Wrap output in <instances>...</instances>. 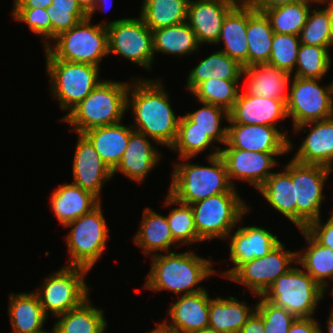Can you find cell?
I'll return each instance as SVG.
<instances>
[{
    "label": "cell",
    "mask_w": 333,
    "mask_h": 333,
    "mask_svg": "<svg viewBox=\"0 0 333 333\" xmlns=\"http://www.w3.org/2000/svg\"><path fill=\"white\" fill-rule=\"evenodd\" d=\"M132 80L127 91V110L132 109L134 118L132 128L151 138L154 144L170 148L177 137L180 116L171 108L161 79Z\"/></svg>",
    "instance_id": "obj_1"
},
{
    "label": "cell",
    "mask_w": 333,
    "mask_h": 333,
    "mask_svg": "<svg viewBox=\"0 0 333 333\" xmlns=\"http://www.w3.org/2000/svg\"><path fill=\"white\" fill-rule=\"evenodd\" d=\"M151 256L150 271L144 287L155 292L169 290L174 294H193L204 291L197 286L201 281L217 273L211 259L200 257L194 251L174 252ZM198 288H196V287Z\"/></svg>",
    "instance_id": "obj_2"
},
{
    "label": "cell",
    "mask_w": 333,
    "mask_h": 333,
    "mask_svg": "<svg viewBox=\"0 0 333 333\" xmlns=\"http://www.w3.org/2000/svg\"><path fill=\"white\" fill-rule=\"evenodd\" d=\"M208 154L209 166L190 164L191 158H181L184 162L174 163L168 193L185 204H194L221 193H238L229 181L226 165L217 146Z\"/></svg>",
    "instance_id": "obj_3"
},
{
    "label": "cell",
    "mask_w": 333,
    "mask_h": 333,
    "mask_svg": "<svg viewBox=\"0 0 333 333\" xmlns=\"http://www.w3.org/2000/svg\"><path fill=\"white\" fill-rule=\"evenodd\" d=\"M130 83L102 80L78 105L60 119L74 133L119 123L127 111V91Z\"/></svg>",
    "instance_id": "obj_4"
},
{
    "label": "cell",
    "mask_w": 333,
    "mask_h": 333,
    "mask_svg": "<svg viewBox=\"0 0 333 333\" xmlns=\"http://www.w3.org/2000/svg\"><path fill=\"white\" fill-rule=\"evenodd\" d=\"M92 18L78 22L73 28L62 32L44 49L45 59L91 64L100 67L108 56V31L103 23L91 25ZM55 41V42H54Z\"/></svg>",
    "instance_id": "obj_5"
},
{
    "label": "cell",
    "mask_w": 333,
    "mask_h": 333,
    "mask_svg": "<svg viewBox=\"0 0 333 333\" xmlns=\"http://www.w3.org/2000/svg\"><path fill=\"white\" fill-rule=\"evenodd\" d=\"M325 292L303 268L293 265L275 280L262 297L296 318H308L313 317Z\"/></svg>",
    "instance_id": "obj_6"
},
{
    "label": "cell",
    "mask_w": 333,
    "mask_h": 333,
    "mask_svg": "<svg viewBox=\"0 0 333 333\" xmlns=\"http://www.w3.org/2000/svg\"><path fill=\"white\" fill-rule=\"evenodd\" d=\"M191 209L198 236L207 241L226 240L251 208L238 193H221L191 204Z\"/></svg>",
    "instance_id": "obj_7"
},
{
    "label": "cell",
    "mask_w": 333,
    "mask_h": 333,
    "mask_svg": "<svg viewBox=\"0 0 333 333\" xmlns=\"http://www.w3.org/2000/svg\"><path fill=\"white\" fill-rule=\"evenodd\" d=\"M102 211L100 203L91 212L64 226L70 228L65 236L70 257V261H66V266L92 270L91 268L102 257L109 238V229Z\"/></svg>",
    "instance_id": "obj_8"
},
{
    "label": "cell",
    "mask_w": 333,
    "mask_h": 333,
    "mask_svg": "<svg viewBox=\"0 0 333 333\" xmlns=\"http://www.w3.org/2000/svg\"><path fill=\"white\" fill-rule=\"evenodd\" d=\"M45 60L52 96L63 111L70 112L102 81L97 66L59 59Z\"/></svg>",
    "instance_id": "obj_9"
},
{
    "label": "cell",
    "mask_w": 333,
    "mask_h": 333,
    "mask_svg": "<svg viewBox=\"0 0 333 333\" xmlns=\"http://www.w3.org/2000/svg\"><path fill=\"white\" fill-rule=\"evenodd\" d=\"M90 270L78 266H63L43 280L37 294L44 313L56 317L81 305L89 298V286L84 277Z\"/></svg>",
    "instance_id": "obj_10"
},
{
    "label": "cell",
    "mask_w": 333,
    "mask_h": 333,
    "mask_svg": "<svg viewBox=\"0 0 333 333\" xmlns=\"http://www.w3.org/2000/svg\"><path fill=\"white\" fill-rule=\"evenodd\" d=\"M283 169L295 185L297 228L305 229L311 222L321 218L323 187L333 170L322 165L302 164L293 159Z\"/></svg>",
    "instance_id": "obj_11"
},
{
    "label": "cell",
    "mask_w": 333,
    "mask_h": 333,
    "mask_svg": "<svg viewBox=\"0 0 333 333\" xmlns=\"http://www.w3.org/2000/svg\"><path fill=\"white\" fill-rule=\"evenodd\" d=\"M108 31V54H116L150 70L154 61L153 33L141 17L103 23Z\"/></svg>",
    "instance_id": "obj_12"
},
{
    "label": "cell",
    "mask_w": 333,
    "mask_h": 333,
    "mask_svg": "<svg viewBox=\"0 0 333 333\" xmlns=\"http://www.w3.org/2000/svg\"><path fill=\"white\" fill-rule=\"evenodd\" d=\"M321 80L293 77L286 103L292 127L333 117V81L323 87Z\"/></svg>",
    "instance_id": "obj_13"
},
{
    "label": "cell",
    "mask_w": 333,
    "mask_h": 333,
    "mask_svg": "<svg viewBox=\"0 0 333 333\" xmlns=\"http://www.w3.org/2000/svg\"><path fill=\"white\" fill-rule=\"evenodd\" d=\"M284 248V244L279 242L266 256L241 264L227 279L246 286L252 294L262 296L279 276L292 267V263H297V252Z\"/></svg>",
    "instance_id": "obj_14"
},
{
    "label": "cell",
    "mask_w": 333,
    "mask_h": 333,
    "mask_svg": "<svg viewBox=\"0 0 333 333\" xmlns=\"http://www.w3.org/2000/svg\"><path fill=\"white\" fill-rule=\"evenodd\" d=\"M287 152H254L235 148L220 149V156L226 165L227 174L233 187V179L248 182L258 189L273 173L278 165L275 156H283Z\"/></svg>",
    "instance_id": "obj_15"
},
{
    "label": "cell",
    "mask_w": 333,
    "mask_h": 333,
    "mask_svg": "<svg viewBox=\"0 0 333 333\" xmlns=\"http://www.w3.org/2000/svg\"><path fill=\"white\" fill-rule=\"evenodd\" d=\"M227 127L225 148L254 152H290L293 149L287 129L280 132L278 127L238 123H230Z\"/></svg>",
    "instance_id": "obj_16"
},
{
    "label": "cell",
    "mask_w": 333,
    "mask_h": 333,
    "mask_svg": "<svg viewBox=\"0 0 333 333\" xmlns=\"http://www.w3.org/2000/svg\"><path fill=\"white\" fill-rule=\"evenodd\" d=\"M72 169V183L92 193L101 201V189L105 182L113 178V172L84 134L78 133Z\"/></svg>",
    "instance_id": "obj_17"
},
{
    "label": "cell",
    "mask_w": 333,
    "mask_h": 333,
    "mask_svg": "<svg viewBox=\"0 0 333 333\" xmlns=\"http://www.w3.org/2000/svg\"><path fill=\"white\" fill-rule=\"evenodd\" d=\"M209 307L207 290L181 295L167 310L171 320H164L158 327L165 333H190L209 327Z\"/></svg>",
    "instance_id": "obj_18"
},
{
    "label": "cell",
    "mask_w": 333,
    "mask_h": 333,
    "mask_svg": "<svg viewBox=\"0 0 333 333\" xmlns=\"http://www.w3.org/2000/svg\"><path fill=\"white\" fill-rule=\"evenodd\" d=\"M232 232L234 233L233 235ZM231 238L230 261L233 267L224 271L222 276L226 279L243 263L266 256L272 248H274L280 240L269 230L258 226L241 227L227 236Z\"/></svg>",
    "instance_id": "obj_19"
},
{
    "label": "cell",
    "mask_w": 333,
    "mask_h": 333,
    "mask_svg": "<svg viewBox=\"0 0 333 333\" xmlns=\"http://www.w3.org/2000/svg\"><path fill=\"white\" fill-rule=\"evenodd\" d=\"M285 118H288V115L284 101L240 91L234 106L229 111L227 122L277 127V123Z\"/></svg>",
    "instance_id": "obj_20"
},
{
    "label": "cell",
    "mask_w": 333,
    "mask_h": 333,
    "mask_svg": "<svg viewBox=\"0 0 333 333\" xmlns=\"http://www.w3.org/2000/svg\"><path fill=\"white\" fill-rule=\"evenodd\" d=\"M310 126V131L294 153L293 160L302 164L322 165L333 170V117L294 127L295 132ZM305 128V129H304Z\"/></svg>",
    "instance_id": "obj_21"
},
{
    "label": "cell",
    "mask_w": 333,
    "mask_h": 333,
    "mask_svg": "<svg viewBox=\"0 0 333 333\" xmlns=\"http://www.w3.org/2000/svg\"><path fill=\"white\" fill-rule=\"evenodd\" d=\"M239 2L190 0L187 24L196 34L198 43H217L227 13Z\"/></svg>",
    "instance_id": "obj_22"
},
{
    "label": "cell",
    "mask_w": 333,
    "mask_h": 333,
    "mask_svg": "<svg viewBox=\"0 0 333 333\" xmlns=\"http://www.w3.org/2000/svg\"><path fill=\"white\" fill-rule=\"evenodd\" d=\"M151 138L133 130L130 133L128 146L117 167L112 171L120 172L137 183L143 182L148 173L161 160V153L152 144Z\"/></svg>",
    "instance_id": "obj_23"
},
{
    "label": "cell",
    "mask_w": 333,
    "mask_h": 333,
    "mask_svg": "<svg viewBox=\"0 0 333 333\" xmlns=\"http://www.w3.org/2000/svg\"><path fill=\"white\" fill-rule=\"evenodd\" d=\"M243 76L247 77L244 93L287 103L291 74L269 63H261L243 68Z\"/></svg>",
    "instance_id": "obj_24"
},
{
    "label": "cell",
    "mask_w": 333,
    "mask_h": 333,
    "mask_svg": "<svg viewBox=\"0 0 333 333\" xmlns=\"http://www.w3.org/2000/svg\"><path fill=\"white\" fill-rule=\"evenodd\" d=\"M248 4L241 0L225 16L217 45L222 42L223 53L248 67Z\"/></svg>",
    "instance_id": "obj_25"
},
{
    "label": "cell",
    "mask_w": 333,
    "mask_h": 333,
    "mask_svg": "<svg viewBox=\"0 0 333 333\" xmlns=\"http://www.w3.org/2000/svg\"><path fill=\"white\" fill-rule=\"evenodd\" d=\"M100 203L95 195L73 183L59 185L50 196L51 209L62 226L91 212Z\"/></svg>",
    "instance_id": "obj_26"
},
{
    "label": "cell",
    "mask_w": 333,
    "mask_h": 333,
    "mask_svg": "<svg viewBox=\"0 0 333 333\" xmlns=\"http://www.w3.org/2000/svg\"><path fill=\"white\" fill-rule=\"evenodd\" d=\"M122 122L96 127L83 133L111 171L119 164L128 146L130 133L134 130L131 125L125 126Z\"/></svg>",
    "instance_id": "obj_27"
},
{
    "label": "cell",
    "mask_w": 333,
    "mask_h": 333,
    "mask_svg": "<svg viewBox=\"0 0 333 333\" xmlns=\"http://www.w3.org/2000/svg\"><path fill=\"white\" fill-rule=\"evenodd\" d=\"M143 213L139 230L133 237L135 245L146 255H156L157 251L170 252L178 243L173 238L167 217L148 207Z\"/></svg>",
    "instance_id": "obj_28"
},
{
    "label": "cell",
    "mask_w": 333,
    "mask_h": 333,
    "mask_svg": "<svg viewBox=\"0 0 333 333\" xmlns=\"http://www.w3.org/2000/svg\"><path fill=\"white\" fill-rule=\"evenodd\" d=\"M8 314L12 333H32L42 330L48 317L34 291L11 293Z\"/></svg>",
    "instance_id": "obj_29"
},
{
    "label": "cell",
    "mask_w": 333,
    "mask_h": 333,
    "mask_svg": "<svg viewBox=\"0 0 333 333\" xmlns=\"http://www.w3.org/2000/svg\"><path fill=\"white\" fill-rule=\"evenodd\" d=\"M246 303L232 296L210 298L209 327L221 333H238L256 310V305L252 309Z\"/></svg>",
    "instance_id": "obj_30"
},
{
    "label": "cell",
    "mask_w": 333,
    "mask_h": 333,
    "mask_svg": "<svg viewBox=\"0 0 333 333\" xmlns=\"http://www.w3.org/2000/svg\"><path fill=\"white\" fill-rule=\"evenodd\" d=\"M307 246L297 251V265L301 267L326 291L329 280L333 281V250L319 244L305 229H301Z\"/></svg>",
    "instance_id": "obj_31"
},
{
    "label": "cell",
    "mask_w": 333,
    "mask_h": 333,
    "mask_svg": "<svg viewBox=\"0 0 333 333\" xmlns=\"http://www.w3.org/2000/svg\"><path fill=\"white\" fill-rule=\"evenodd\" d=\"M257 190L270 206L297 226L295 185L284 169L282 172H273Z\"/></svg>",
    "instance_id": "obj_32"
},
{
    "label": "cell",
    "mask_w": 333,
    "mask_h": 333,
    "mask_svg": "<svg viewBox=\"0 0 333 333\" xmlns=\"http://www.w3.org/2000/svg\"><path fill=\"white\" fill-rule=\"evenodd\" d=\"M87 298L81 305L56 316V333H105L107 321L103 309L91 305ZM60 318V319H59Z\"/></svg>",
    "instance_id": "obj_33"
},
{
    "label": "cell",
    "mask_w": 333,
    "mask_h": 333,
    "mask_svg": "<svg viewBox=\"0 0 333 333\" xmlns=\"http://www.w3.org/2000/svg\"><path fill=\"white\" fill-rule=\"evenodd\" d=\"M243 66L235 59L218 50L211 53L210 56L201 60L193 68L187 78L186 87L191 92L199 83L210 79L217 78L223 80H240L243 72Z\"/></svg>",
    "instance_id": "obj_34"
},
{
    "label": "cell",
    "mask_w": 333,
    "mask_h": 333,
    "mask_svg": "<svg viewBox=\"0 0 333 333\" xmlns=\"http://www.w3.org/2000/svg\"><path fill=\"white\" fill-rule=\"evenodd\" d=\"M248 66L268 63L274 31L264 12H258L248 5Z\"/></svg>",
    "instance_id": "obj_35"
},
{
    "label": "cell",
    "mask_w": 333,
    "mask_h": 333,
    "mask_svg": "<svg viewBox=\"0 0 333 333\" xmlns=\"http://www.w3.org/2000/svg\"><path fill=\"white\" fill-rule=\"evenodd\" d=\"M152 33L154 54L162 52L181 57L197 51L201 46L196 34L186 21L178 25L152 30Z\"/></svg>",
    "instance_id": "obj_36"
},
{
    "label": "cell",
    "mask_w": 333,
    "mask_h": 333,
    "mask_svg": "<svg viewBox=\"0 0 333 333\" xmlns=\"http://www.w3.org/2000/svg\"><path fill=\"white\" fill-rule=\"evenodd\" d=\"M142 2L139 16L151 31L178 25L187 19L190 0H143Z\"/></svg>",
    "instance_id": "obj_37"
},
{
    "label": "cell",
    "mask_w": 333,
    "mask_h": 333,
    "mask_svg": "<svg viewBox=\"0 0 333 333\" xmlns=\"http://www.w3.org/2000/svg\"><path fill=\"white\" fill-rule=\"evenodd\" d=\"M318 1H301L277 6L264 11L269 18L274 33L299 36L304 27L309 12L310 4Z\"/></svg>",
    "instance_id": "obj_38"
},
{
    "label": "cell",
    "mask_w": 333,
    "mask_h": 333,
    "mask_svg": "<svg viewBox=\"0 0 333 333\" xmlns=\"http://www.w3.org/2000/svg\"><path fill=\"white\" fill-rule=\"evenodd\" d=\"M240 80H223L210 78L199 83L191 94L199 101L213 104L230 111L234 106L238 94Z\"/></svg>",
    "instance_id": "obj_39"
},
{
    "label": "cell",
    "mask_w": 333,
    "mask_h": 333,
    "mask_svg": "<svg viewBox=\"0 0 333 333\" xmlns=\"http://www.w3.org/2000/svg\"><path fill=\"white\" fill-rule=\"evenodd\" d=\"M170 205H178V207L170 210L169 215L166 216L169 228L178 246L203 242L199 238L195 227L191 205L176 200L168 193L164 201V206L169 207Z\"/></svg>",
    "instance_id": "obj_40"
},
{
    "label": "cell",
    "mask_w": 333,
    "mask_h": 333,
    "mask_svg": "<svg viewBox=\"0 0 333 333\" xmlns=\"http://www.w3.org/2000/svg\"><path fill=\"white\" fill-rule=\"evenodd\" d=\"M214 143L206 132L193 127V122L183 115L180 116L177 137L170 149L179 154L180 159L193 158Z\"/></svg>",
    "instance_id": "obj_41"
},
{
    "label": "cell",
    "mask_w": 333,
    "mask_h": 333,
    "mask_svg": "<svg viewBox=\"0 0 333 333\" xmlns=\"http://www.w3.org/2000/svg\"><path fill=\"white\" fill-rule=\"evenodd\" d=\"M329 48L300 44L294 76L322 79L331 66Z\"/></svg>",
    "instance_id": "obj_42"
},
{
    "label": "cell",
    "mask_w": 333,
    "mask_h": 333,
    "mask_svg": "<svg viewBox=\"0 0 333 333\" xmlns=\"http://www.w3.org/2000/svg\"><path fill=\"white\" fill-rule=\"evenodd\" d=\"M202 107L194 112L185 114L192 122L193 127L206 132L214 142L225 144L227 141V126H222L223 118L229 120V112L224 108L199 102Z\"/></svg>",
    "instance_id": "obj_43"
},
{
    "label": "cell",
    "mask_w": 333,
    "mask_h": 333,
    "mask_svg": "<svg viewBox=\"0 0 333 333\" xmlns=\"http://www.w3.org/2000/svg\"><path fill=\"white\" fill-rule=\"evenodd\" d=\"M301 44L330 48L333 45V23L325 8L311 9L300 31Z\"/></svg>",
    "instance_id": "obj_44"
},
{
    "label": "cell",
    "mask_w": 333,
    "mask_h": 333,
    "mask_svg": "<svg viewBox=\"0 0 333 333\" xmlns=\"http://www.w3.org/2000/svg\"><path fill=\"white\" fill-rule=\"evenodd\" d=\"M46 11L51 22V41L88 17L77 0H53Z\"/></svg>",
    "instance_id": "obj_45"
},
{
    "label": "cell",
    "mask_w": 333,
    "mask_h": 333,
    "mask_svg": "<svg viewBox=\"0 0 333 333\" xmlns=\"http://www.w3.org/2000/svg\"><path fill=\"white\" fill-rule=\"evenodd\" d=\"M300 44L299 36L274 33L268 63L293 76Z\"/></svg>",
    "instance_id": "obj_46"
},
{
    "label": "cell",
    "mask_w": 333,
    "mask_h": 333,
    "mask_svg": "<svg viewBox=\"0 0 333 333\" xmlns=\"http://www.w3.org/2000/svg\"><path fill=\"white\" fill-rule=\"evenodd\" d=\"M258 298L260 301L255 304L256 311L264 320L265 333H288L296 317L284 308L265 300L262 296H258Z\"/></svg>",
    "instance_id": "obj_47"
},
{
    "label": "cell",
    "mask_w": 333,
    "mask_h": 333,
    "mask_svg": "<svg viewBox=\"0 0 333 333\" xmlns=\"http://www.w3.org/2000/svg\"><path fill=\"white\" fill-rule=\"evenodd\" d=\"M12 16L20 23H26L34 34L41 36L44 48L51 44V22L46 9H13Z\"/></svg>",
    "instance_id": "obj_48"
},
{
    "label": "cell",
    "mask_w": 333,
    "mask_h": 333,
    "mask_svg": "<svg viewBox=\"0 0 333 333\" xmlns=\"http://www.w3.org/2000/svg\"><path fill=\"white\" fill-rule=\"evenodd\" d=\"M321 218L311 222L305 230L322 246L333 250V212L322 224Z\"/></svg>",
    "instance_id": "obj_49"
},
{
    "label": "cell",
    "mask_w": 333,
    "mask_h": 333,
    "mask_svg": "<svg viewBox=\"0 0 333 333\" xmlns=\"http://www.w3.org/2000/svg\"><path fill=\"white\" fill-rule=\"evenodd\" d=\"M320 327L314 317L296 318L288 333H320Z\"/></svg>",
    "instance_id": "obj_50"
},
{
    "label": "cell",
    "mask_w": 333,
    "mask_h": 333,
    "mask_svg": "<svg viewBox=\"0 0 333 333\" xmlns=\"http://www.w3.org/2000/svg\"><path fill=\"white\" fill-rule=\"evenodd\" d=\"M252 9L258 12H264L277 6L296 3L301 1H318V0H244Z\"/></svg>",
    "instance_id": "obj_51"
},
{
    "label": "cell",
    "mask_w": 333,
    "mask_h": 333,
    "mask_svg": "<svg viewBox=\"0 0 333 333\" xmlns=\"http://www.w3.org/2000/svg\"><path fill=\"white\" fill-rule=\"evenodd\" d=\"M238 333H265L262 316L255 310Z\"/></svg>",
    "instance_id": "obj_52"
},
{
    "label": "cell",
    "mask_w": 333,
    "mask_h": 333,
    "mask_svg": "<svg viewBox=\"0 0 333 333\" xmlns=\"http://www.w3.org/2000/svg\"><path fill=\"white\" fill-rule=\"evenodd\" d=\"M53 0H14L13 9H46L51 6Z\"/></svg>",
    "instance_id": "obj_53"
},
{
    "label": "cell",
    "mask_w": 333,
    "mask_h": 333,
    "mask_svg": "<svg viewBox=\"0 0 333 333\" xmlns=\"http://www.w3.org/2000/svg\"><path fill=\"white\" fill-rule=\"evenodd\" d=\"M82 10L89 15L95 6V0H77Z\"/></svg>",
    "instance_id": "obj_54"
},
{
    "label": "cell",
    "mask_w": 333,
    "mask_h": 333,
    "mask_svg": "<svg viewBox=\"0 0 333 333\" xmlns=\"http://www.w3.org/2000/svg\"><path fill=\"white\" fill-rule=\"evenodd\" d=\"M111 1V4L113 3V0H95V6H94V8H93V11L88 15V17L89 18H91L92 16H93V14L95 13V11H96V9H99V11L101 10V11H103V10H106V6L108 5V4H106V3H108V2H110ZM109 6V5H108ZM112 6V5H111ZM110 6V7H111ZM109 7H107V9H108Z\"/></svg>",
    "instance_id": "obj_55"
},
{
    "label": "cell",
    "mask_w": 333,
    "mask_h": 333,
    "mask_svg": "<svg viewBox=\"0 0 333 333\" xmlns=\"http://www.w3.org/2000/svg\"><path fill=\"white\" fill-rule=\"evenodd\" d=\"M328 2V5L325 8V10L329 13L331 22L333 23V0H318V4H325Z\"/></svg>",
    "instance_id": "obj_56"
},
{
    "label": "cell",
    "mask_w": 333,
    "mask_h": 333,
    "mask_svg": "<svg viewBox=\"0 0 333 333\" xmlns=\"http://www.w3.org/2000/svg\"><path fill=\"white\" fill-rule=\"evenodd\" d=\"M329 316H328V320H327V331L328 333H333V309H331V311L329 312ZM320 333L322 332V329H320Z\"/></svg>",
    "instance_id": "obj_57"
},
{
    "label": "cell",
    "mask_w": 333,
    "mask_h": 333,
    "mask_svg": "<svg viewBox=\"0 0 333 333\" xmlns=\"http://www.w3.org/2000/svg\"><path fill=\"white\" fill-rule=\"evenodd\" d=\"M190 333H221V332H218V331L214 330L211 327H206V328H203V329H200V330H197V331H193V332H190Z\"/></svg>",
    "instance_id": "obj_58"
},
{
    "label": "cell",
    "mask_w": 333,
    "mask_h": 333,
    "mask_svg": "<svg viewBox=\"0 0 333 333\" xmlns=\"http://www.w3.org/2000/svg\"><path fill=\"white\" fill-rule=\"evenodd\" d=\"M148 333H163V331L158 326H156L154 329H152Z\"/></svg>",
    "instance_id": "obj_59"
},
{
    "label": "cell",
    "mask_w": 333,
    "mask_h": 333,
    "mask_svg": "<svg viewBox=\"0 0 333 333\" xmlns=\"http://www.w3.org/2000/svg\"><path fill=\"white\" fill-rule=\"evenodd\" d=\"M51 332H52V333H56L54 327H53V329H52ZM51 332L42 329V330H38V331H36V332H32V333H51Z\"/></svg>",
    "instance_id": "obj_60"
},
{
    "label": "cell",
    "mask_w": 333,
    "mask_h": 333,
    "mask_svg": "<svg viewBox=\"0 0 333 333\" xmlns=\"http://www.w3.org/2000/svg\"><path fill=\"white\" fill-rule=\"evenodd\" d=\"M217 1H225V2H240L241 0H217Z\"/></svg>",
    "instance_id": "obj_61"
},
{
    "label": "cell",
    "mask_w": 333,
    "mask_h": 333,
    "mask_svg": "<svg viewBox=\"0 0 333 333\" xmlns=\"http://www.w3.org/2000/svg\"><path fill=\"white\" fill-rule=\"evenodd\" d=\"M331 295L333 296V287H331ZM332 309H333V307H332Z\"/></svg>",
    "instance_id": "obj_62"
}]
</instances>
